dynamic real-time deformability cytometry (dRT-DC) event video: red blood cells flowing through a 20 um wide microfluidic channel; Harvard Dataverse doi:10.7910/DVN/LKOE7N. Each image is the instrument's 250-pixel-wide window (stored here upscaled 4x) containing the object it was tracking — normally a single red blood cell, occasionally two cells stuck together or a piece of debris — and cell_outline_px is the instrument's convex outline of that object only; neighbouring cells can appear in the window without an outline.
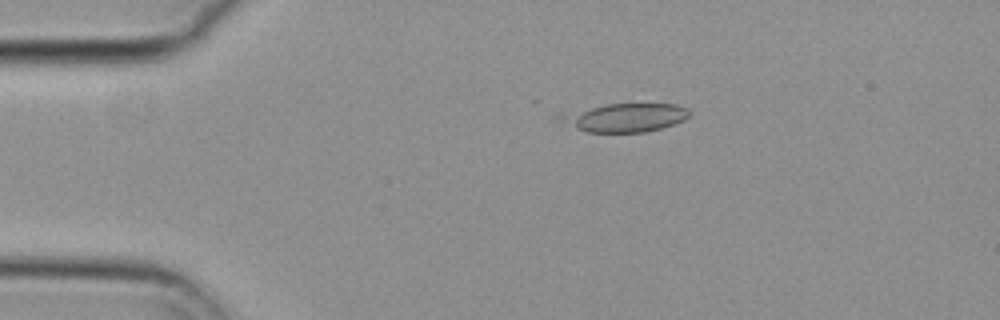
{"species": "common noctule bat (a hibernating species)", "species_latin": "Nyctalus noctula", "temperature_condition": "cold", "stored_images_in_passage": 47, "camera_frame_rate_fps": 3000, "um_per_image_px": 0.085, "animal": {"sex": "female", "body_mass_g": 29.2, "forearm_length_mm": 56.3}, "frame": {"image": 1, "passage_image": 2, "time_ms": 0.333, "image_size_px": [1000, 320], "cell_outline_px": [[692, 112], [684, 120], [660, 128], [644, 132], [588, 132], [580, 128], [568, 120], [592, 108], [608, 104], [676, 104], [688, 108]], "centroid_in_image_um": [53.56, 9.99], "position_along_channel_um": 31.4, "area_um2": 19.42}}
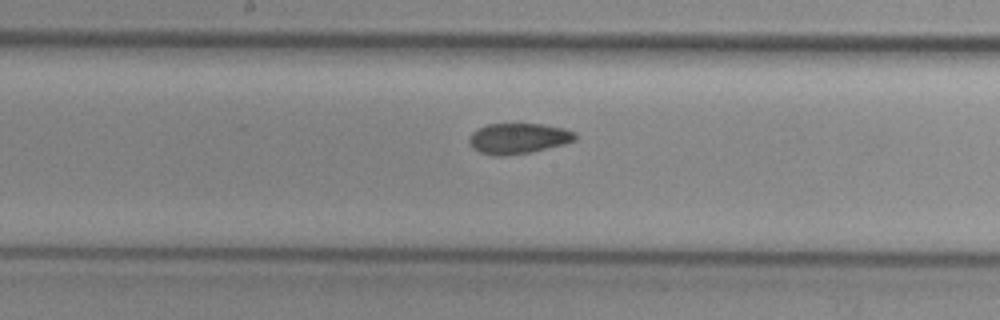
{"frame": {"image": 2, "passage_image": 20, "time_ms": 6.333, "image_size_px": [1000, 320], "cell_outline_px": [[576, 140], [564, 144], [532, 152], [504, 156], [492, 156], [480, 152], [472, 148], [468, 140], [472, 132], [476, 128], [488, 124], [540, 124], [564, 128], [576, 132]], "centroid_in_image_um": [44.04, 11.77], "position_along_channel_um": 204.2, "area_um2": 19.07}}
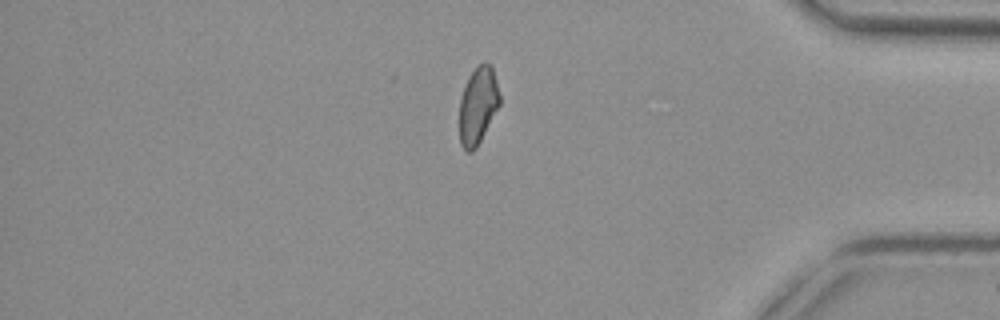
{"frame": {"image": 3, "passage_image": 38, "time_ms": 12.333, "image_size_px": [1000, 320], "cell_outline_px": [[500, 104], [476, 148], [472, 152], [468, 152], [460, 144], [460, 100], [468, 76], [484, 60], [492, 64], [500, 96]], "centroid_in_image_um": [40.64, 8.94], "position_along_channel_um": 394.6, "area_um2": 17.98}, "authors_computed_cell_mechanics": {"area_um2": 18.8428, "velocity_mm_per_s": 3.6997, "shape_relaxation_time_tau1_ms": null, "shape_relaxation_time_tau2_ms": 3.0911, "deformation_change_tau1": null, "deformation_change_tau2": 0.0726}}